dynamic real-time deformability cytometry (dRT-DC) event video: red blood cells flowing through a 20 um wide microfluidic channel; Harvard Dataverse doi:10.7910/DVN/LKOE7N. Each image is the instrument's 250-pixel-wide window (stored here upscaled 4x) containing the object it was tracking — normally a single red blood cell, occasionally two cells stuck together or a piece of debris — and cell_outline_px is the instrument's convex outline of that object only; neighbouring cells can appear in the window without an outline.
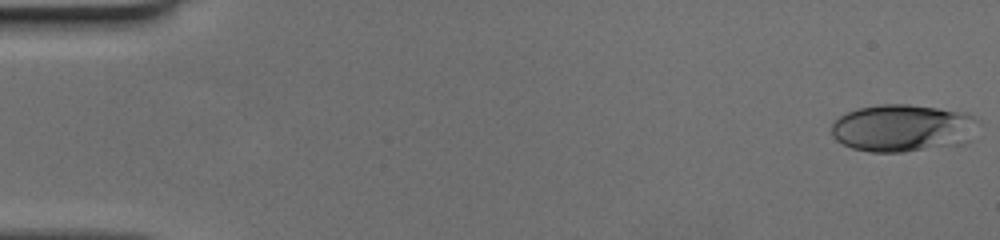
{"species": "human", "species_latin": "Homo sapiens", "temperature_condition": "cold", "stored_images_in_passage": 50, "camera_frame_rate_fps": 3000, "um_per_image_px": 0.085, "donor": {"sex": "female"}, "frame": {"image": 1, "passage_image": 1, "time_ms": 0.0, "image_size_px": [1000, 240], "cell_outline_px": [[980, 120], [972, 140], [964, 144], [904, 152], [868, 152], [852, 148], [836, 140], [832, 136], [832, 120], [856, 108], [880, 104], [908, 104], [968, 112], [976, 116]], "centroid_in_image_um": [76.79, 10.88], "position_along_channel_um": 8.2, "area_um2": 41.38}}
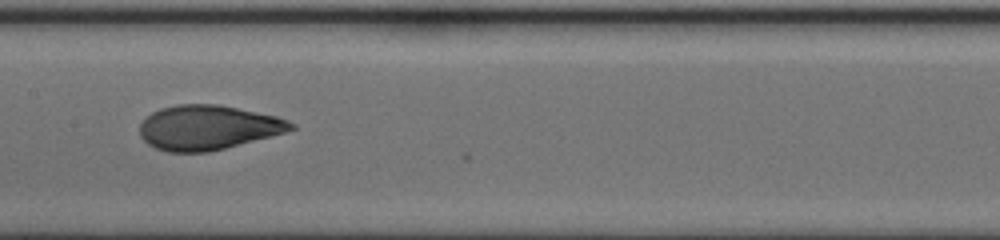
{"frame": {"image": 2, "passage_image": 26, "time_ms": 8.333, "image_size_px": [1000, 240], "cell_outline_px": [[296, 128], [284, 132], [224, 148], [208, 152], [168, 152], [156, 148], [148, 144], [140, 136], [140, 124], [152, 112], [160, 108], [176, 104], [216, 104], [276, 116], [288, 120], [296, 124]], "centroid_in_image_um": [17.64, 10.83], "position_along_channel_um": 189.8, "area_um2": 38.9}}
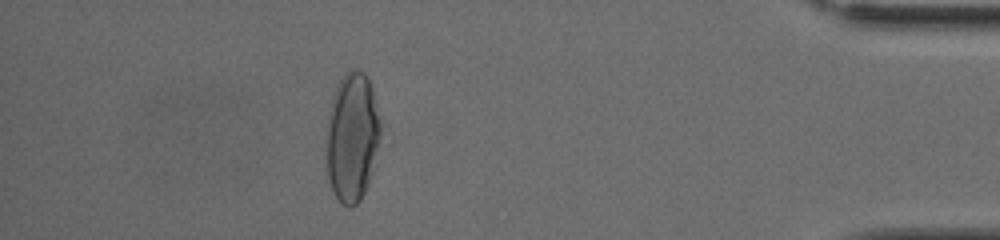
{"frame": {"image": 3, "passage_image": 45, "time_ms": 14.667, "image_size_px": [1000, 240], "cell_outline_px": [[380, 136], [372, 172], [368, 184], [360, 200], [352, 208], [348, 208], [336, 196], [328, 180], [324, 168], [324, 136], [332, 96], [340, 80], [352, 68], [356, 68], [364, 72], [372, 88], [380, 124]], "centroid_in_image_um": [29.87, 11.69], "position_along_channel_um": 405.3, "area_um2": 41.38}}